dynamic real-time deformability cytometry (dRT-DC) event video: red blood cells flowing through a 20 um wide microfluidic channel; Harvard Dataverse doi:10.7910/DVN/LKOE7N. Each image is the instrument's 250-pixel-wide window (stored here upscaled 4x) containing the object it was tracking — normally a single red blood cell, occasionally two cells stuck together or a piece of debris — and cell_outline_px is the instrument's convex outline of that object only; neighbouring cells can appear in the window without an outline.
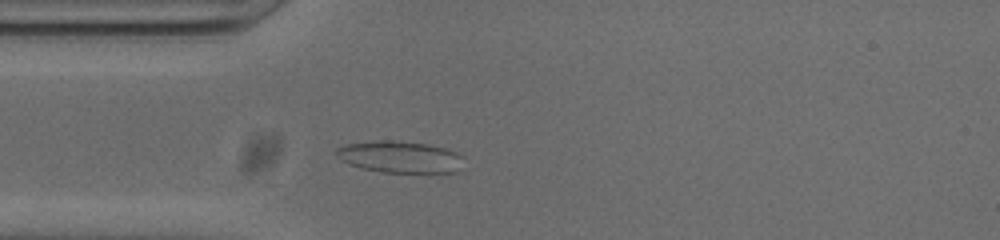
{"species": "common noctule bat (a hibernating species)", "species_latin": "Nyctalus noctula", "temperature_condition": "cold", "stored_images_in_passage": 51, "camera_frame_rate_fps": 3000, "um_per_image_px": 0.085, "animal": {"sex": "male", "body_mass_g": 20.0, "forearm_length_mm": 53.3}, "frame": {"image": 1, "passage_image": 8, "time_ms": 2.333, "image_size_px": [1000, 240], "cell_outline_px": [[460, 172], [428, 176], [384, 172], [360, 168], [348, 164], [340, 160], [336, 156], [336, 148], [348, 144], [376, 140], [392, 140], [428, 144], [444, 148], [456, 152], [460, 156]], "centroid_in_image_um": [34.03, 13.4], "position_along_channel_um": 51.0, "area_um2": 24.51}}
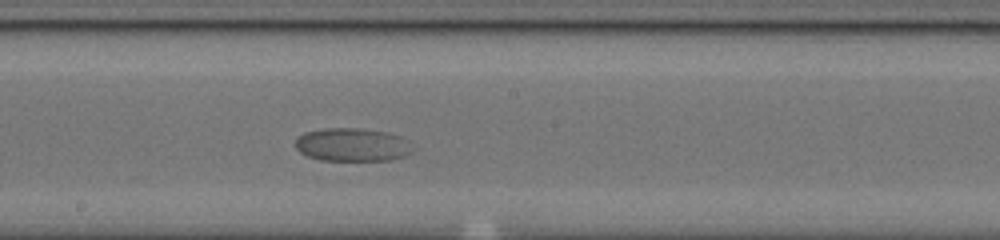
{"frame": {"image": 2, "passage_image": 23, "time_ms": 7.333, "image_size_px": [1000, 240], "cell_outline_px": [[416, 148], [412, 152], [404, 156], [392, 160], [320, 160], [308, 156], [300, 152], [296, 148], [296, 140], [304, 132], [324, 128], [360, 128], [384, 132], [400, 136], [408, 140]], "centroid_in_image_um": [29.99, 12.3], "position_along_channel_um": 218.2, "area_um2": 22.83}}
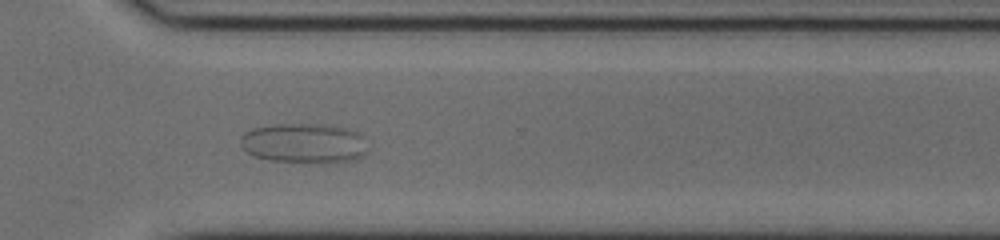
{"frame": {"image": 3, "passage_image": 34, "time_ms": 11.0, "image_size_px": [1000, 240], "cell_outline_px": [[368, 152], [352, 160], [268, 160], [256, 156], [248, 152], [240, 144], [240, 136], [244, 132], [256, 128], [276, 124], [308, 124], [344, 128], [356, 132], [360, 136]], "centroid_in_image_um": [25.76, 12.14], "position_along_channel_um": 344.8, "area_um2": 28.03}, "authors_computed_cell_mechanics": {"area_um2": 24.6228, "velocity_mm_per_s": 3.4445, "shape_relaxation_time_tau1_ms": 1.7478, "shape_relaxation_time_tau2_ms": null, "deformation_change_tau1": 0.0648, "deformation_change_tau2": null}}